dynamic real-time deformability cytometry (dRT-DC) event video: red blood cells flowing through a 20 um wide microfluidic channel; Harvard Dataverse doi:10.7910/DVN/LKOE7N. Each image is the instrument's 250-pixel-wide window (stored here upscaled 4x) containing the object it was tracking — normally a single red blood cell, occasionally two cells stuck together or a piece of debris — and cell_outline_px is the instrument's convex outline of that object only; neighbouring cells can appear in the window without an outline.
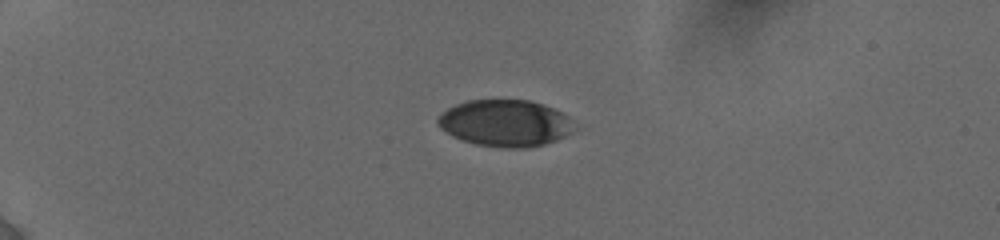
{"species": "human", "species_latin": "Homo sapiens", "temperature_condition": "cold", "stored_images_in_passage": 12, "camera_frame_rate_fps": 3000, "um_per_image_px": 0.085, "donor": {"sex": "female"}, "frame": {"image": 1, "passage_image": 1, "time_ms": 0.0, "image_size_px": [1000, 240], "cell_outline_px": [[580, 128], [556, 140], [544, 144], [524, 148], [512, 148], [476, 144], [452, 136], [440, 128], [436, 124], [436, 120], [448, 108], [456, 104], [468, 100], [528, 100], [544, 104], [564, 112]], "centroid_in_image_um": [43.0, 10.46], "position_along_channel_um": 42.0, "area_um2": 37.34}}